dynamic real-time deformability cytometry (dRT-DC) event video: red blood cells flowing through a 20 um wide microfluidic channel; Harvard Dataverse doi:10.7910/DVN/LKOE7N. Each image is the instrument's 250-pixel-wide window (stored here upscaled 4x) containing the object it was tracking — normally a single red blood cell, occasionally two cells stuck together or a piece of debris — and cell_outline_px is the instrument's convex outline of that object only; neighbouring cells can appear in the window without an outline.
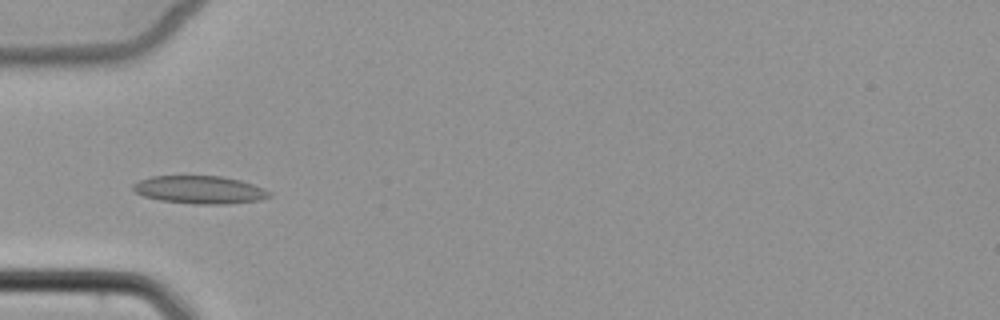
{"species": "common noctule bat (a hibernating species)", "species_latin": "Nyctalus noctula", "temperature_condition": "cold", "stored_images_in_passage": 7, "camera_frame_rate_fps": 3000, "um_per_image_px": 0.085, "animal": {"sex": "female", "body_mass_g": 22.7, "forearm_length_mm": 54.2}, "frame": {"image": 1, "passage_image": 6, "time_ms": 6.0, "image_size_px": [1000, 320], "cell_outline_px": [[272, 196], [260, 200], [228, 204], [196, 204], [160, 200], [144, 196], [136, 192], [132, 188], [132, 184], [140, 180], [152, 176], [220, 176], [240, 180], [264, 188], [272, 192]], "centroid_in_image_um": [17.01, 16.13], "position_along_channel_um": 68.0, "area_um2": 22.14}}
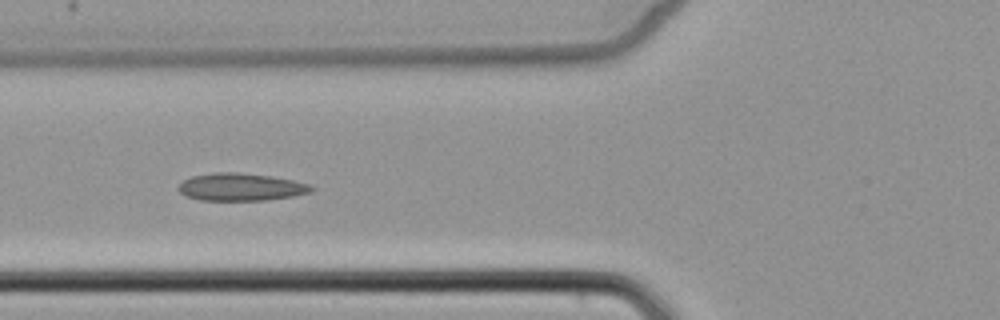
{"frame": {"image": 2, "passage_image": 7, "time_ms": 7.0, "image_size_px": [1000, 320], "cell_outline_px": [[316, 188], [312, 192], [292, 196], [264, 200], [200, 200], [184, 196], [176, 188], [184, 180], [192, 176], [216, 172], [236, 172], [272, 176], [312, 184]], "centroid_in_image_um": [20.49, 15.89], "position_along_channel_um": 105.3, "area_um2": 21.44}}